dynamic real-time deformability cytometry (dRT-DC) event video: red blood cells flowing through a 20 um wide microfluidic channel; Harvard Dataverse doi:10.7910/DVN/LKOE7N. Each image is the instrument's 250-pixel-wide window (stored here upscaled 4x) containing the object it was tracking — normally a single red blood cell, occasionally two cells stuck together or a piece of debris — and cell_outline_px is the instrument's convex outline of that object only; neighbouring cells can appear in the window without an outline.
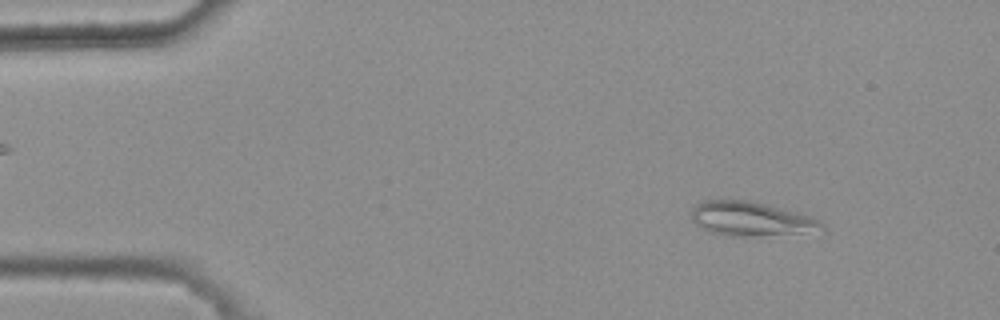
{"species": "common noctule bat (a hibernating species)", "species_latin": "Nyctalus noctula", "temperature_condition": "warm", "stored_images_in_passage": 11, "camera_frame_rate_fps": 3000, "um_per_image_px": 0.085, "animal": {"sex": "female", "body_mass_g": 25.1}, "frame": {"image": 1, "passage_image": 1, "time_ms": 0.0, "image_size_px": [1000, 320], "cell_outline_px": [[824, 232], [820, 236], [724, 236], [712, 232], [696, 224], [692, 220], [692, 208], [696, 204], [704, 200], [744, 200], [764, 204], [808, 216], [820, 220], [824, 224]], "centroid_in_image_um": [64.01, 18.68], "position_along_channel_um": 21.0, "area_um2": 26.82}}